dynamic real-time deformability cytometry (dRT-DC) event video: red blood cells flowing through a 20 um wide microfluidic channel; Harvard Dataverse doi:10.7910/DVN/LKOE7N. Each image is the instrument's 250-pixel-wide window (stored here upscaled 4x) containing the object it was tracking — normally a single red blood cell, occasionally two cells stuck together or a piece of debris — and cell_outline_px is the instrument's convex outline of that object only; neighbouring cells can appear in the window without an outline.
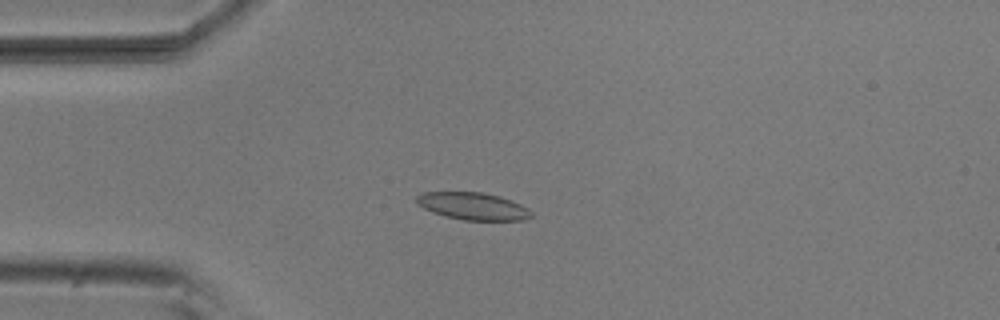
{"species": "common noctule bat (a hibernating species)", "species_latin": "Nyctalus noctula", "temperature_condition": "room temperature", "stored_images_in_passage": 44, "camera_frame_rate_fps": 3000, "um_per_image_px": 0.085, "animal": {"sex": "male", "body_mass_g": 20.5, "forearm_length_mm": 52.5}, "frame": {"image": 1, "passage_image": 4, "time_ms": 1.0, "image_size_px": [1000, 320], "cell_outline_px": [[532, 216], [524, 220], [464, 220], [432, 212], [416, 204], [416, 196], [420, 192], [484, 192], [500, 196], [520, 204], [528, 208], [532, 212]], "centroid_in_image_um": [40.19, 17.51], "position_along_channel_um": 44.8, "area_um2": 18.26}}
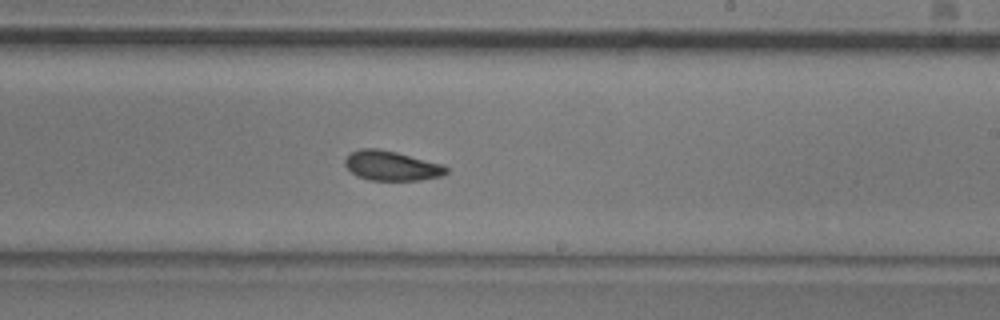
{"frame": {"image": 2, "passage_image": 22, "time_ms": 7.0, "image_size_px": [1000, 320], "cell_outline_px": [[448, 172], [440, 176], [420, 180], [368, 180], [356, 176], [344, 164], [344, 160], [352, 152], [360, 148], [376, 148], [396, 152], [440, 164], [448, 168]], "centroid_in_image_um": [33.24, 14.09], "position_along_channel_um": 255.8, "area_um2": 17.28}}
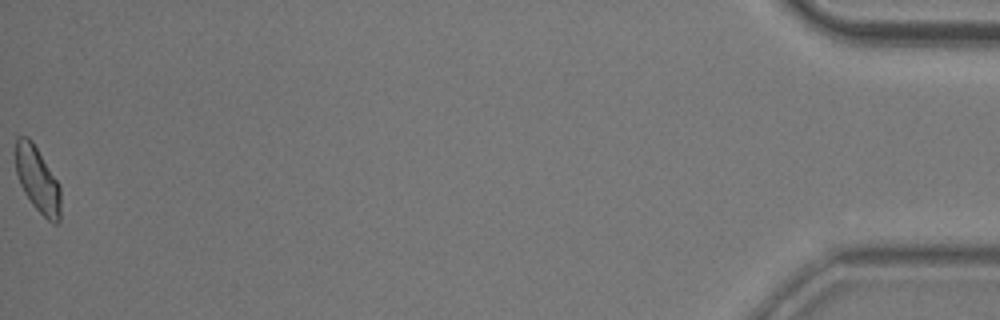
{"frame": {"image": 3, "passage_image": 44, "time_ms": 14.333, "image_size_px": [1000, 320], "cell_outline_px": [[60, 220], [56, 224], [52, 224], [32, 204], [24, 192], [20, 184], [16, 172], [12, 152], [16, 136], [28, 136], [32, 140], [60, 184]], "centroid_in_image_um": [3.14, 15.19], "position_along_channel_um": 432.1, "area_um2": 17.8}, "authors_computed_cell_mechanics": {"area_um2": 17.5134, "velocity_mm_per_s": 3.7842, "shape_relaxation_time_tau1_ms": 5.7008, "shape_relaxation_time_tau2_ms": 1.6656, "deformation_change_tau1": 0.1336, "deformation_change_tau2": 0.067}}